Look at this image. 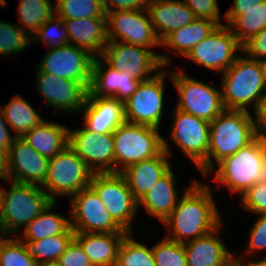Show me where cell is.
<instances>
[{"label":"cell","instance_id":"cell-10","mask_svg":"<svg viewBox=\"0 0 266 266\" xmlns=\"http://www.w3.org/2000/svg\"><path fill=\"white\" fill-rule=\"evenodd\" d=\"M111 68L127 71L139 80L150 79L160 68L168 66L171 59L165 55H158L152 49L121 41H108L100 56Z\"/></svg>","mask_w":266,"mask_h":266},{"label":"cell","instance_id":"cell-41","mask_svg":"<svg viewBox=\"0 0 266 266\" xmlns=\"http://www.w3.org/2000/svg\"><path fill=\"white\" fill-rule=\"evenodd\" d=\"M241 198L243 209L255 214H266V184L255 183Z\"/></svg>","mask_w":266,"mask_h":266},{"label":"cell","instance_id":"cell-29","mask_svg":"<svg viewBox=\"0 0 266 266\" xmlns=\"http://www.w3.org/2000/svg\"><path fill=\"white\" fill-rule=\"evenodd\" d=\"M229 28L243 45L266 28V0L251 9H229L224 15Z\"/></svg>","mask_w":266,"mask_h":266},{"label":"cell","instance_id":"cell-20","mask_svg":"<svg viewBox=\"0 0 266 266\" xmlns=\"http://www.w3.org/2000/svg\"><path fill=\"white\" fill-rule=\"evenodd\" d=\"M140 82L130 72L111 68L101 57H96L92 64L87 96L113 97L125 102L136 91Z\"/></svg>","mask_w":266,"mask_h":266},{"label":"cell","instance_id":"cell-26","mask_svg":"<svg viewBox=\"0 0 266 266\" xmlns=\"http://www.w3.org/2000/svg\"><path fill=\"white\" fill-rule=\"evenodd\" d=\"M127 234L75 232L74 239L93 266H115L120 244Z\"/></svg>","mask_w":266,"mask_h":266},{"label":"cell","instance_id":"cell-31","mask_svg":"<svg viewBox=\"0 0 266 266\" xmlns=\"http://www.w3.org/2000/svg\"><path fill=\"white\" fill-rule=\"evenodd\" d=\"M56 201L50 203L33 221H31L23 232L24 239L21 241H36L43 238L63 234L70 226V219L53 211Z\"/></svg>","mask_w":266,"mask_h":266},{"label":"cell","instance_id":"cell-55","mask_svg":"<svg viewBox=\"0 0 266 266\" xmlns=\"http://www.w3.org/2000/svg\"><path fill=\"white\" fill-rule=\"evenodd\" d=\"M262 64H263L264 72H265V75H266V60L262 61Z\"/></svg>","mask_w":266,"mask_h":266},{"label":"cell","instance_id":"cell-21","mask_svg":"<svg viewBox=\"0 0 266 266\" xmlns=\"http://www.w3.org/2000/svg\"><path fill=\"white\" fill-rule=\"evenodd\" d=\"M84 128L96 134L113 133L124 123V102L113 97L87 96L82 110Z\"/></svg>","mask_w":266,"mask_h":266},{"label":"cell","instance_id":"cell-36","mask_svg":"<svg viewBox=\"0 0 266 266\" xmlns=\"http://www.w3.org/2000/svg\"><path fill=\"white\" fill-rule=\"evenodd\" d=\"M128 233L120 244L115 266H156L152 247L139 243Z\"/></svg>","mask_w":266,"mask_h":266},{"label":"cell","instance_id":"cell-46","mask_svg":"<svg viewBox=\"0 0 266 266\" xmlns=\"http://www.w3.org/2000/svg\"><path fill=\"white\" fill-rule=\"evenodd\" d=\"M150 0H102L106 13L125 10L147 9Z\"/></svg>","mask_w":266,"mask_h":266},{"label":"cell","instance_id":"cell-43","mask_svg":"<svg viewBox=\"0 0 266 266\" xmlns=\"http://www.w3.org/2000/svg\"><path fill=\"white\" fill-rule=\"evenodd\" d=\"M61 266H93L80 244L73 239L58 260Z\"/></svg>","mask_w":266,"mask_h":266},{"label":"cell","instance_id":"cell-14","mask_svg":"<svg viewBox=\"0 0 266 266\" xmlns=\"http://www.w3.org/2000/svg\"><path fill=\"white\" fill-rule=\"evenodd\" d=\"M108 41H119L136 46H161L147 9L106 13Z\"/></svg>","mask_w":266,"mask_h":266},{"label":"cell","instance_id":"cell-12","mask_svg":"<svg viewBox=\"0 0 266 266\" xmlns=\"http://www.w3.org/2000/svg\"><path fill=\"white\" fill-rule=\"evenodd\" d=\"M71 199L70 224L75 232L128 233L112 219L104 203L90 186Z\"/></svg>","mask_w":266,"mask_h":266},{"label":"cell","instance_id":"cell-47","mask_svg":"<svg viewBox=\"0 0 266 266\" xmlns=\"http://www.w3.org/2000/svg\"><path fill=\"white\" fill-rule=\"evenodd\" d=\"M5 122L4 113L0 107V149L8 153L16 136H12V134H10L9 127L7 126L8 123Z\"/></svg>","mask_w":266,"mask_h":266},{"label":"cell","instance_id":"cell-16","mask_svg":"<svg viewBox=\"0 0 266 266\" xmlns=\"http://www.w3.org/2000/svg\"><path fill=\"white\" fill-rule=\"evenodd\" d=\"M68 144L94 173H115L113 133L96 134L85 128L69 130Z\"/></svg>","mask_w":266,"mask_h":266},{"label":"cell","instance_id":"cell-48","mask_svg":"<svg viewBox=\"0 0 266 266\" xmlns=\"http://www.w3.org/2000/svg\"><path fill=\"white\" fill-rule=\"evenodd\" d=\"M254 117L256 119L258 135L266 138V96L262 100L261 106Z\"/></svg>","mask_w":266,"mask_h":266},{"label":"cell","instance_id":"cell-33","mask_svg":"<svg viewBox=\"0 0 266 266\" xmlns=\"http://www.w3.org/2000/svg\"><path fill=\"white\" fill-rule=\"evenodd\" d=\"M18 18L30 37L55 14V6L50 0H19ZM24 27V28H23Z\"/></svg>","mask_w":266,"mask_h":266},{"label":"cell","instance_id":"cell-54","mask_svg":"<svg viewBox=\"0 0 266 266\" xmlns=\"http://www.w3.org/2000/svg\"><path fill=\"white\" fill-rule=\"evenodd\" d=\"M38 266H61L60 262L57 261H48L38 264Z\"/></svg>","mask_w":266,"mask_h":266},{"label":"cell","instance_id":"cell-52","mask_svg":"<svg viewBox=\"0 0 266 266\" xmlns=\"http://www.w3.org/2000/svg\"><path fill=\"white\" fill-rule=\"evenodd\" d=\"M256 183L266 184V162L262 168L261 174L257 177Z\"/></svg>","mask_w":266,"mask_h":266},{"label":"cell","instance_id":"cell-11","mask_svg":"<svg viewBox=\"0 0 266 266\" xmlns=\"http://www.w3.org/2000/svg\"><path fill=\"white\" fill-rule=\"evenodd\" d=\"M166 70L141 81L136 91L124 102L125 120L159 129L164 101Z\"/></svg>","mask_w":266,"mask_h":266},{"label":"cell","instance_id":"cell-40","mask_svg":"<svg viewBox=\"0 0 266 266\" xmlns=\"http://www.w3.org/2000/svg\"><path fill=\"white\" fill-rule=\"evenodd\" d=\"M152 250L156 266H188L184 243L164 237Z\"/></svg>","mask_w":266,"mask_h":266},{"label":"cell","instance_id":"cell-5","mask_svg":"<svg viewBox=\"0 0 266 266\" xmlns=\"http://www.w3.org/2000/svg\"><path fill=\"white\" fill-rule=\"evenodd\" d=\"M266 162V138L258 135L246 147L218 163L214 181L227 186L231 193L243 196L255 183Z\"/></svg>","mask_w":266,"mask_h":266},{"label":"cell","instance_id":"cell-1","mask_svg":"<svg viewBox=\"0 0 266 266\" xmlns=\"http://www.w3.org/2000/svg\"><path fill=\"white\" fill-rule=\"evenodd\" d=\"M185 190L171 214L163 221L171 229L165 237L179 243L202 237L222 222L208 185L194 179Z\"/></svg>","mask_w":266,"mask_h":266},{"label":"cell","instance_id":"cell-13","mask_svg":"<svg viewBox=\"0 0 266 266\" xmlns=\"http://www.w3.org/2000/svg\"><path fill=\"white\" fill-rule=\"evenodd\" d=\"M239 50L242 51V45L229 26L222 24L195 45L185 57L206 69L223 73L235 62Z\"/></svg>","mask_w":266,"mask_h":266},{"label":"cell","instance_id":"cell-39","mask_svg":"<svg viewBox=\"0 0 266 266\" xmlns=\"http://www.w3.org/2000/svg\"><path fill=\"white\" fill-rule=\"evenodd\" d=\"M35 40L46 43L51 46L49 47L51 49L69 44V34L64 20L54 14L31 36V41L34 42Z\"/></svg>","mask_w":266,"mask_h":266},{"label":"cell","instance_id":"cell-27","mask_svg":"<svg viewBox=\"0 0 266 266\" xmlns=\"http://www.w3.org/2000/svg\"><path fill=\"white\" fill-rule=\"evenodd\" d=\"M176 181L171 168L138 200V207L143 205L148 214L163 222L171 214L180 198L174 185Z\"/></svg>","mask_w":266,"mask_h":266},{"label":"cell","instance_id":"cell-7","mask_svg":"<svg viewBox=\"0 0 266 266\" xmlns=\"http://www.w3.org/2000/svg\"><path fill=\"white\" fill-rule=\"evenodd\" d=\"M94 172L69 147L49 159L44 192L55 202L56 196H73L90 186Z\"/></svg>","mask_w":266,"mask_h":266},{"label":"cell","instance_id":"cell-18","mask_svg":"<svg viewBox=\"0 0 266 266\" xmlns=\"http://www.w3.org/2000/svg\"><path fill=\"white\" fill-rule=\"evenodd\" d=\"M37 71V88L47 105L66 113L82 110L89 92L83 83Z\"/></svg>","mask_w":266,"mask_h":266},{"label":"cell","instance_id":"cell-9","mask_svg":"<svg viewBox=\"0 0 266 266\" xmlns=\"http://www.w3.org/2000/svg\"><path fill=\"white\" fill-rule=\"evenodd\" d=\"M168 74L179 94L176 109L209 122L225 110L221 89L188 77L183 69Z\"/></svg>","mask_w":266,"mask_h":266},{"label":"cell","instance_id":"cell-22","mask_svg":"<svg viewBox=\"0 0 266 266\" xmlns=\"http://www.w3.org/2000/svg\"><path fill=\"white\" fill-rule=\"evenodd\" d=\"M169 148L166 139H163V151L158 156L131 164L121 172L137 200L142 198L171 169Z\"/></svg>","mask_w":266,"mask_h":266},{"label":"cell","instance_id":"cell-35","mask_svg":"<svg viewBox=\"0 0 266 266\" xmlns=\"http://www.w3.org/2000/svg\"><path fill=\"white\" fill-rule=\"evenodd\" d=\"M55 14L63 20L106 18L102 0H55Z\"/></svg>","mask_w":266,"mask_h":266},{"label":"cell","instance_id":"cell-3","mask_svg":"<svg viewBox=\"0 0 266 266\" xmlns=\"http://www.w3.org/2000/svg\"><path fill=\"white\" fill-rule=\"evenodd\" d=\"M244 56L223 72L222 101L226 110L249 112L251 106L256 114L266 96V75L261 61Z\"/></svg>","mask_w":266,"mask_h":266},{"label":"cell","instance_id":"cell-44","mask_svg":"<svg viewBox=\"0 0 266 266\" xmlns=\"http://www.w3.org/2000/svg\"><path fill=\"white\" fill-rule=\"evenodd\" d=\"M250 59L266 60V28L252 36L242 45V51ZM247 54V55H246Z\"/></svg>","mask_w":266,"mask_h":266},{"label":"cell","instance_id":"cell-19","mask_svg":"<svg viewBox=\"0 0 266 266\" xmlns=\"http://www.w3.org/2000/svg\"><path fill=\"white\" fill-rule=\"evenodd\" d=\"M8 180L42 185L49 159L34 150L22 137H16L7 153Z\"/></svg>","mask_w":266,"mask_h":266},{"label":"cell","instance_id":"cell-17","mask_svg":"<svg viewBox=\"0 0 266 266\" xmlns=\"http://www.w3.org/2000/svg\"><path fill=\"white\" fill-rule=\"evenodd\" d=\"M170 137L198 168L208 155L210 122L175 108Z\"/></svg>","mask_w":266,"mask_h":266},{"label":"cell","instance_id":"cell-45","mask_svg":"<svg viewBox=\"0 0 266 266\" xmlns=\"http://www.w3.org/2000/svg\"><path fill=\"white\" fill-rule=\"evenodd\" d=\"M247 253H252L266 248V214H260L259 219L253 224L249 237Z\"/></svg>","mask_w":266,"mask_h":266},{"label":"cell","instance_id":"cell-2","mask_svg":"<svg viewBox=\"0 0 266 266\" xmlns=\"http://www.w3.org/2000/svg\"><path fill=\"white\" fill-rule=\"evenodd\" d=\"M257 136L256 119L249 112L225 109L210 122L208 155L198 170L208 178V173L215 168L213 159L219 163Z\"/></svg>","mask_w":266,"mask_h":266},{"label":"cell","instance_id":"cell-30","mask_svg":"<svg viewBox=\"0 0 266 266\" xmlns=\"http://www.w3.org/2000/svg\"><path fill=\"white\" fill-rule=\"evenodd\" d=\"M217 27L214 22L196 18L192 23L178 28L168 34L162 41L161 46H167L169 50L173 49L176 53L184 57L190 50Z\"/></svg>","mask_w":266,"mask_h":266},{"label":"cell","instance_id":"cell-23","mask_svg":"<svg viewBox=\"0 0 266 266\" xmlns=\"http://www.w3.org/2000/svg\"><path fill=\"white\" fill-rule=\"evenodd\" d=\"M147 10L160 41L172 31L196 19L194 13L182 0H150Z\"/></svg>","mask_w":266,"mask_h":266},{"label":"cell","instance_id":"cell-32","mask_svg":"<svg viewBox=\"0 0 266 266\" xmlns=\"http://www.w3.org/2000/svg\"><path fill=\"white\" fill-rule=\"evenodd\" d=\"M5 120L13 131L14 136L22 137L32 128L38 126L44 119L36 110L21 96L12 97L6 106H0Z\"/></svg>","mask_w":266,"mask_h":266},{"label":"cell","instance_id":"cell-50","mask_svg":"<svg viewBox=\"0 0 266 266\" xmlns=\"http://www.w3.org/2000/svg\"><path fill=\"white\" fill-rule=\"evenodd\" d=\"M7 152L0 149V178L8 181Z\"/></svg>","mask_w":266,"mask_h":266},{"label":"cell","instance_id":"cell-34","mask_svg":"<svg viewBox=\"0 0 266 266\" xmlns=\"http://www.w3.org/2000/svg\"><path fill=\"white\" fill-rule=\"evenodd\" d=\"M74 235L75 231L70 226L63 234L41 240L23 242L27 244L31 256L40 264L59 260L67 246L74 239Z\"/></svg>","mask_w":266,"mask_h":266},{"label":"cell","instance_id":"cell-38","mask_svg":"<svg viewBox=\"0 0 266 266\" xmlns=\"http://www.w3.org/2000/svg\"><path fill=\"white\" fill-rule=\"evenodd\" d=\"M21 26L0 21V55L9 56L22 52L33 43Z\"/></svg>","mask_w":266,"mask_h":266},{"label":"cell","instance_id":"cell-49","mask_svg":"<svg viewBox=\"0 0 266 266\" xmlns=\"http://www.w3.org/2000/svg\"><path fill=\"white\" fill-rule=\"evenodd\" d=\"M265 0H234L230 9H251Z\"/></svg>","mask_w":266,"mask_h":266},{"label":"cell","instance_id":"cell-42","mask_svg":"<svg viewBox=\"0 0 266 266\" xmlns=\"http://www.w3.org/2000/svg\"><path fill=\"white\" fill-rule=\"evenodd\" d=\"M194 13L195 18L214 22L222 25L219 5L217 0H182Z\"/></svg>","mask_w":266,"mask_h":266},{"label":"cell","instance_id":"cell-53","mask_svg":"<svg viewBox=\"0 0 266 266\" xmlns=\"http://www.w3.org/2000/svg\"><path fill=\"white\" fill-rule=\"evenodd\" d=\"M250 260H248L249 266H266V257L264 259H259V260H254L249 262Z\"/></svg>","mask_w":266,"mask_h":266},{"label":"cell","instance_id":"cell-15","mask_svg":"<svg viewBox=\"0 0 266 266\" xmlns=\"http://www.w3.org/2000/svg\"><path fill=\"white\" fill-rule=\"evenodd\" d=\"M94 58L87 50L67 44L48 50L37 69L83 83L89 89Z\"/></svg>","mask_w":266,"mask_h":266},{"label":"cell","instance_id":"cell-8","mask_svg":"<svg viewBox=\"0 0 266 266\" xmlns=\"http://www.w3.org/2000/svg\"><path fill=\"white\" fill-rule=\"evenodd\" d=\"M90 187L104 203L112 219L123 230L133 233L132 220L139 207L125 177L121 173H94Z\"/></svg>","mask_w":266,"mask_h":266},{"label":"cell","instance_id":"cell-24","mask_svg":"<svg viewBox=\"0 0 266 266\" xmlns=\"http://www.w3.org/2000/svg\"><path fill=\"white\" fill-rule=\"evenodd\" d=\"M69 34V44L100 57L108 43L106 18L64 20ZM71 41V42H70Z\"/></svg>","mask_w":266,"mask_h":266},{"label":"cell","instance_id":"cell-51","mask_svg":"<svg viewBox=\"0 0 266 266\" xmlns=\"http://www.w3.org/2000/svg\"><path fill=\"white\" fill-rule=\"evenodd\" d=\"M243 257L242 255L240 256H235L234 255L229 259L227 260L224 264H222L221 266H249V263L246 262L245 264L244 261H243Z\"/></svg>","mask_w":266,"mask_h":266},{"label":"cell","instance_id":"cell-28","mask_svg":"<svg viewBox=\"0 0 266 266\" xmlns=\"http://www.w3.org/2000/svg\"><path fill=\"white\" fill-rule=\"evenodd\" d=\"M22 138L38 153L51 159L69 145V129L44 120Z\"/></svg>","mask_w":266,"mask_h":266},{"label":"cell","instance_id":"cell-25","mask_svg":"<svg viewBox=\"0 0 266 266\" xmlns=\"http://www.w3.org/2000/svg\"><path fill=\"white\" fill-rule=\"evenodd\" d=\"M221 225L202 237L184 243L188 266H221L234 255L217 237Z\"/></svg>","mask_w":266,"mask_h":266},{"label":"cell","instance_id":"cell-6","mask_svg":"<svg viewBox=\"0 0 266 266\" xmlns=\"http://www.w3.org/2000/svg\"><path fill=\"white\" fill-rule=\"evenodd\" d=\"M115 173L129 165L158 156L163 151L159 129L125 121L113 132ZM120 164V165H119Z\"/></svg>","mask_w":266,"mask_h":266},{"label":"cell","instance_id":"cell-4","mask_svg":"<svg viewBox=\"0 0 266 266\" xmlns=\"http://www.w3.org/2000/svg\"><path fill=\"white\" fill-rule=\"evenodd\" d=\"M10 181L9 192L0 188V236H16L53 201L41 186Z\"/></svg>","mask_w":266,"mask_h":266},{"label":"cell","instance_id":"cell-37","mask_svg":"<svg viewBox=\"0 0 266 266\" xmlns=\"http://www.w3.org/2000/svg\"><path fill=\"white\" fill-rule=\"evenodd\" d=\"M0 266H38L26 243L17 239L0 237Z\"/></svg>","mask_w":266,"mask_h":266}]
</instances>
